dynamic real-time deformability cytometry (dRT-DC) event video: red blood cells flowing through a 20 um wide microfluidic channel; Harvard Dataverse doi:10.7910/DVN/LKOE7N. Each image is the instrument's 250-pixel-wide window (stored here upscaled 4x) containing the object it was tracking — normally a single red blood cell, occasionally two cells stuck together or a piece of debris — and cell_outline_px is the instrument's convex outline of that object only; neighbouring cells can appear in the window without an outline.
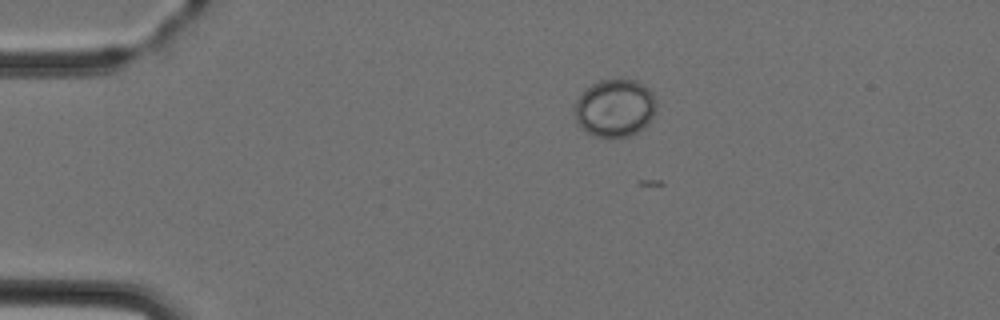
{"species": "Egyptian fruit bat (a non-hibernating species)", "species_latin": "Rousettus aegyptiacus", "temperature_condition": "cold", "stored_images_in_passage": 3, "camera_frame_rate_fps": 3000, "um_per_image_px": 0.085, "animal": {"sex": "female"}, "frame": {"image": 1, "passage_image": 1, "time_ms": 0.0, "image_size_px": [1000, 320], "cell_outline_px": [[656, 108], [652, 120], [644, 128], [628, 136], [592, 136], [576, 120], [576, 100], [584, 88], [600, 80], [636, 80], [644, 84], [652, 92], [656, 100]], "centroid_in_image_um": [52.3, 9.16], "position_along_channel_um": 32.7, "area_um2": 27.34}}